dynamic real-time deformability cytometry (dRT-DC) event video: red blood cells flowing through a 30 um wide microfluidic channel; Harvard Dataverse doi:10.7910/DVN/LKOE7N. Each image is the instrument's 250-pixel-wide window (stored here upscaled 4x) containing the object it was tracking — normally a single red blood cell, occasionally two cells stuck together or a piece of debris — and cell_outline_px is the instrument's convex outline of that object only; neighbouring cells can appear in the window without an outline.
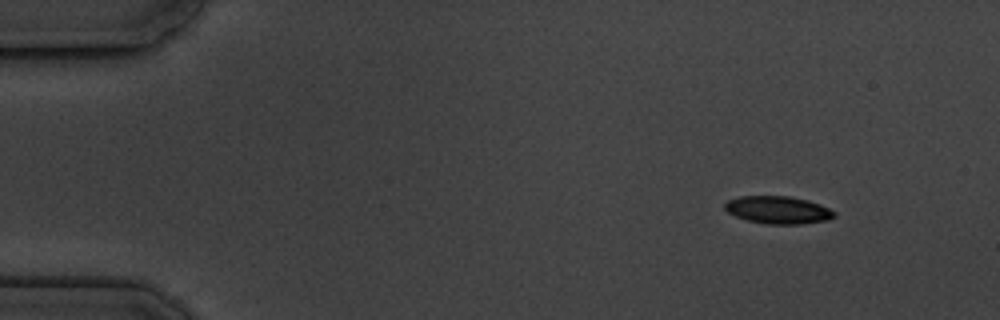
{"species": "common noctule bat (a hibernating species)", "species_latin": "Nyctalus noctula", "temperature_condition": "cold", "stored_images_in_passage": 4, "camera_frame_rate_fps": 3000, "um_per_image_px": 0.085, "animal": {"sex": "male", "body_mass_g": 19.5, "forearm_length_mm": 54.6}, "frame": {"image": 1, "passage_image": 1, "time_ms": 0.0, "image_size_px": [1000, 320], "cell_outline_px": [[836, 216], [828, 220], [800, 224], [764, 224], [748, 220], [736, 216], [728, 212], [724, 208], [724, 204], [728, 200], [740, 196], [788, 196], [808, 200], [820, 204], [836, 212]], "centroid_in_image_um": [66.15, 17.84], "position_along_channel_um": 18.9, "area_um2": 17.63}}
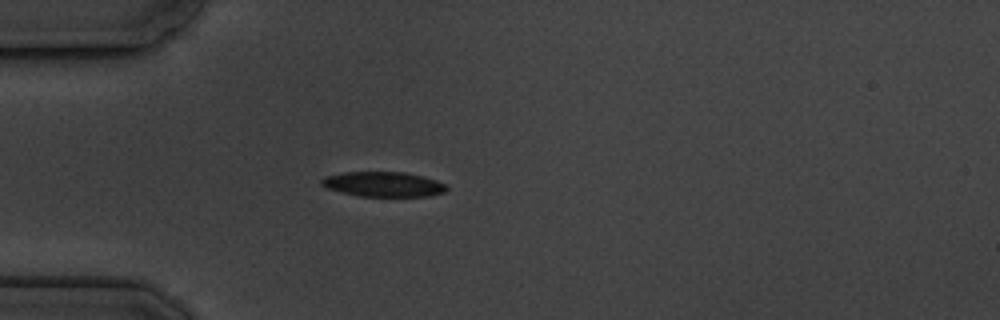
{"frame": {"image": 2, "passage_image": 4, "time_ms": 3.333, "image_size_px": [1000, 320], "cell_outline_px": [[448, 188], [444, 192], [428, 196], [360, 196], [328, 188], [320, 184], [320, 180], [324, 176], [344, 172], [404, 172], [424, 176], [436, 180], [444, 184]], "centroid_in_image_um": [32.58, 15.65], "position_along_channel_um": 52.4, "area_um2": 18.03}}